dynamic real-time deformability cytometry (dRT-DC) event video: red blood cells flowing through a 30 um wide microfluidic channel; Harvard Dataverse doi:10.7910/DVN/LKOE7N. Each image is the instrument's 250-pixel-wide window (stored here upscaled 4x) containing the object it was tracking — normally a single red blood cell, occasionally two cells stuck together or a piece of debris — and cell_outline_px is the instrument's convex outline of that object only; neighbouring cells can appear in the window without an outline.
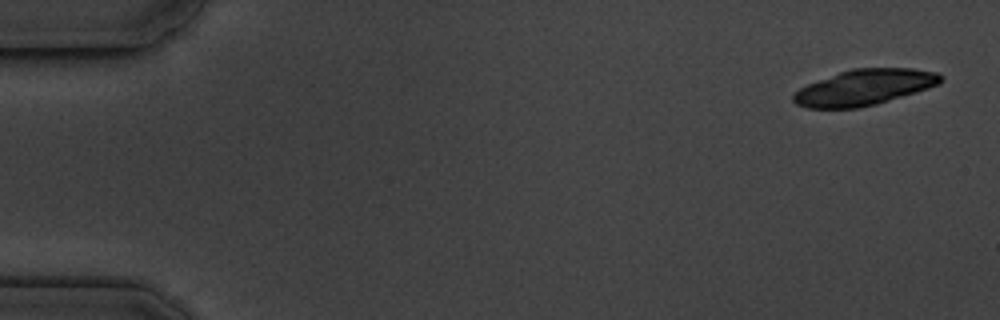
{"species": "common noctule bat (a hibernating species)", "species_latin": "Nyctalus noctula", "temperature_condition": "cold", "stored_images_in_passage": 5, "camera_frame_rate_fps": 3000, "um_per_image_px": 0.085, "animal": {"sex": "male", "body_mass_g": 19.5, "forearm_length_mm": 54.6}, "frame": {"image": 1, "passage_image": 1, "time_ms": 0.0, "image_size_px": [1000, 320], "cell_outline_px": [[944, 80], [940, 84], [916, 92], [876, 104], [856, 108], [808, 108], [796, 104], [792, 100], [792, 92], [808, 84], [840, 72], [852, 68], [912, 68], [936, 72], [944, 76]], "centroid_in_image_um": [73.48, 7.42], "position_along_channel_um": 11.5, "area_um2": 30.69}}